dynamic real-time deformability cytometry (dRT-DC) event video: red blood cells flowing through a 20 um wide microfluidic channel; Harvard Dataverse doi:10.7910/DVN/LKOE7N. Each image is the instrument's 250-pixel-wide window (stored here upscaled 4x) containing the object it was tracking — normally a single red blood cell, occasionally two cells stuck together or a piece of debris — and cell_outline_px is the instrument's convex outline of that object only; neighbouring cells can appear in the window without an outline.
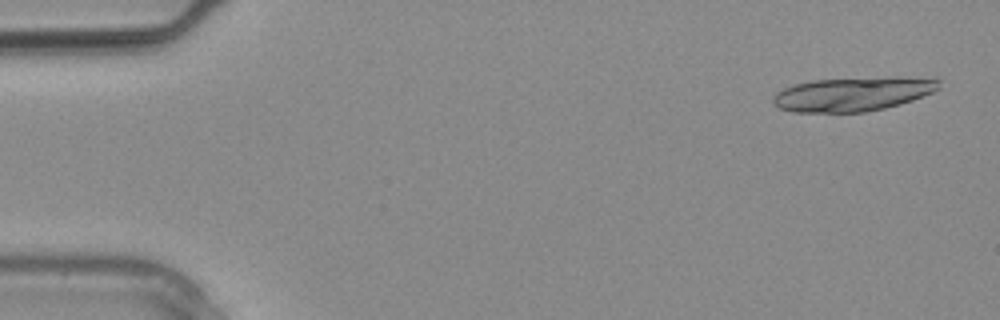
{"species": "common noctule bat (a hibernating species)", "species_latin": "Nyctalus noctula", "temperature_condition": "warm", "stored_images_in_passage": 4, "camera_frame_rate_fps": 3000, "um_per_image_px": 0.085, "animal": {"sex": "male", "body_mass_g": 20.4}, "frame": {"image": 1, "passage_image": 1, "time_ms": 0.0, "image_size_px": [1000, 320], "cell_outline_px": [[940, 88], [932, 92], [912, 100], [900, 104], [884, 108], [864, 112], [792, 112], [780, 108], [772, 100], [772, 96], [776, 92], [784, 88], [796, 84], [812, 80], [896, 76], [940, 80]], "centroid_in_image_um": [72.48, 7.99], "position_along_channel_um": 12.5, "area_um2": 32.89}}